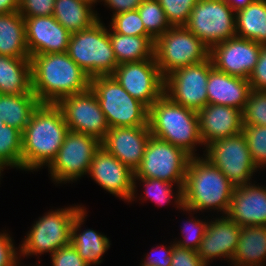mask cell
Here are the masks:
<instances>
[{"label": "cell", "mask_w": 266, "mask_h": 266, "mask_svg": "<svg viewBox=\"0 0 266 266\" xmlns=\"http://www.w3.org/2000/svg\"><path fill=\"white\" fill-rule=\"evenodd\" d=\"M32 91L40 103L57 104L62 98L90 88V77L65 53L30 57Z\"/></svg>", "instance_id": "6da1fadb"}, {"label": "cell", "mask_w": 266, "mask_h": 266, "mask_svg": "<svg viewBox=\"0 0 266 266\" xmlns=\"http://www.w3.org/2000/svg\"><path fill=\"white\" fill-rule=\"evenodd\" d=\"M68 131L61 108L57 104L40 103L22 132L21 169L49 165Z\"/></svg>", "instance_id": "7a4b0ae2"}, {"label": "cell", "mask_w": 266, "mask_h": 266, "mask_svg": "<svg viewBox=\"0 0 266 266\" xmlns=\"http://www.w3.org/2000/svg\"><path fill=\"white\" fill-rule=\"evenodd\" d=\"M233 185L208 159L191 157L182 189L183 210L221 209L227 213Z\"/></svg>", "instance_id": "3957f363"}, {"label": "cell", "mask_w": 266, "mask_h": 266, "mask_svg": "<svg viewBox=\"0 0 266 266\" xmlns=\"http://www.w3.org/2000/svg\"><path fill=\"white\" fill-rule=\"evenodd\" d=\"M151 135L182 148L194 157L195 144H203L198 112L181 106L163 94L148 109Z\"/></svg>", "instance_id": "277c9868"}, {"label": "cell", "mask_w": 266, "mask_h": 266, "mask_svg": "<svg viewBox=\"0 0 266 266\" xmlns=\"http://www.w3.org/2000/svg\"><path fill=\"white\" fill-rule=\"evenodd\" d=\"M67 53L90 78L112 75L118 66L109 32L100 19L70 35Z\"/></svg>", "instance_id": "5b68a950"}, {"label": "cell", "mask_w": 266, "mask_h": 266, "mask_svg": "<svg viewBox=\"0 0 266 266\" xmlns=\"http://www.w3.org/2000/svg\"><path fill=\"white\" fill-rule=\"evenodd\" d=\"M108 127L148 126V108L133 98L112 75L90 79Z\"/></svg>", "instance_id": "8992f818"}, {"label": "cell", "mask_w": 266, "mask_h": 266, "mask_svg": "<svg viewBox=\"0 0 266 266\" xmlns=\"http://www.w3.org/2000/svg\"><path fill=\"white\" fill-rule=\"evenodd\" d=\"M191 155L171 143L151 136L134 177L156 178L179 186L177 205L182 208V189Z\"/></svg>", "instance_id": "52a82bcc"}, {"label": "cell", "mask_w": 266, "mask_h": 266, "mask_svg": "<svg viewBox=\"0 0 266 266\" xmlns=\"http://www.w3.org/2000/svg\"><path fill=\"white\" fill-rule=\"evenodd\" d=\"M210 48L185 26H171L155 40L154 57L163 77L209 59Z\"/></svg>", "instance_id": "ba28073f"}, {"label": "cell", "mask_w": 266, "mask_h": 266, "mask_svg": "<svg viewBox=\"0 0 266 266\" xmlns=\"http://www.w3.org/2000/svg\"><path fill=\"white\" fill-rule=\"evenodd\" d=\"M224 0H198L185 27L208 48L236 36V14Z\"/></svg>", "instance_id": "9c48e42d"}, {"label": "cell", "mask_w": 266, "mask_h": 266, "mask_svg": "<svg viewBox=\"0 0 266 266\" xmlns=\"http://www.w3.org/2000/svg\"><path fill=\"white\" fill-rule=\"evenodd\" d=\"M82 207H70L48 212L36 221L21 245L23 255H51L59 248L71 244V226L75 215Z\"/></svg>", "instance_id": "30bf717a"}, {"label": "cell", "mask_w": 266, "mask_h": 266, "mask_svg": "<svg viewBox=\"0 0 266 266\" xmlns=\"http://www.w3.org/2000/svg\"><path fill=\"white\" fill-rule=\"evenodd\" d=\"M212 68L209 58L173 71L164 77V94L173 102L198 112L208 104L207 80Z\"/></svg>", "instance_id": "8fae6325"}, {"label": "cell", "mask_w": 266, "mask_h": 266, "mask_svg": "<svg viewBox=\"0 0 266 266\" xmlns=\"http://www.w3.org/2000/svg\"><path fill=\"white\" fill-rule=\"evenodd\" d=\"M206 147V159L218 167L233 185L248 184L257 167L243 132L214 140Z\"/></svg>", "instance_id": "7c38bea8"}, {"label": "cell", "mask_w": 266, "mask_h": 266, "mask_svg": "<svg viewBox=\"0 0 266 266\" xmlns=\"http://www.w3.org/2000/svg\"><path fill=\"white\" fill-rule=\"evenodd\" d=\"M101 142L90 135L68 131L56 157L48 165L51 177L59 181H72L88 173L95 152Z\"/></svg>", "instance_id": "4fadbf2b"}, {"label": "cell", "mask_w": 266, "mask_h": 266, "mask_svg": "<svg viewBox=\"0 0 266 266\" xmlns=\"http://www.w3.org/2000/svg\"><path fill=\"white\" fill-rule=\"evenodd\" d=\"M112 76L148 109L164 94V77L155 58L119 64Z\"/></svg>", "instance_id": "5bb4252c"}, {"label": "cell", "mask_w": 266, "mask_h": 266, "mask_svg": "<svg viewBox=\"0 0 266 266\" xmlns=\"http://www.w3.org/2000/svg\"><path fill=\"white\" fill-rule=\"evenodd\" d=\"M57 105L70 131L90 135L100 142L104 139L109 130L108 123L97 96L90 88L62 98Z\"/></svg>", "instance_id": "9a60e30c"}, {"label": "cell", "mask_w": 266, "mask_h": 266, "mask_svg": "<svg viewBox=\"0 0 266 266\" xmlns=\"http://www.w3.org/2000/svg\"><path fill=\"white\" fill-rule=\"evenodd\" d=\"M260 50L261 44L235 36L212 46L209 58L215 69L248 79L257 64Z\"/></svg>", "instance_id": "2e32d148"}, {"label": "cell", "mask_w": 266, "mask_h": 266, "mask_svg": "<svg viewBox=\"0 0 266 266\" xmlns=\"http://www.w3.org/2000/svg\"><path fill=\"white\" fill-rule=\"evenodd\" d=\"M88 173L111 194L129 201L134 198V172L102 146L95 152Z\"/></svg>", "instance_id": "e0dca14e"}, {"label": "cell", "mask_w": 266, "mask_h": 266, "mask_svg": "<svg viewBox=\"0 0 266 266\" xmlns=\"http://www.w3.org/2000/svg\"><path fill=\"white\" fill-rule=\"evenodd\" d=\"M149 126L109 128L101 146L135 172L151 137Z\"/></svg>", "instance_id": "ac0fdd59"}, {"label": "cell", "mask_w": 266, "mask_h": 266, "mask_svg": "<svg viewBox=\"0 0 266 266\" xmlns=\"http://www.w3.org/2000/svg\"><path fill=\"white\" fill-rule=\"evenodd\" d=\"M28 53L31 56L65 53L71 33L52 16L25 17Z\"/></svg>", "instance_id": "d6986e66"}, {"label": "cell", "mask_w": 266, "mask_h": 266, "mask_svg": "<svg viewBox=\"0 0 266 266\" xmlns=\"http://www.w3.org/2000/svg\"><path fill=\"white\" fill-rule=\"evenodd\" d=\"M243 184L235 186L227 217L242 226H266V188Z\"/></svg>", "instance_id": "ffe728a7"}, {"label": "cell", "mask_w": 266, "mask_h": 266, "mask_svg": "<svg viewBox=\"0 0 266 266\" xmlns=\"http://www.w3.org/2000/svg\"><path fill=\"white\" fill-rule=\"evenodd\" d=\"M198 117L205 146L243 131L242 110L231 106L207 104L198 111Z\"/></svg>", "instance_id": "44dd1931"}, {"label": "cell", "mask_w": 266, "mask_h": 266, "mask_svg": "<svg viewBox=\"0 0 266 266\" xmlns=\"http://www.w3.org/2000/svg\"><path fill=\"white\" fill-rule=\"evenodd\" d=\"M241 233V227L228 217L208 224L205 235L197 249L200 259L208 265L210 259L226 257L233 259Z\"/></svg>", "instance_id": "7402d4cb"}, {"label": "cell", "mask_w": 266, "mask_h": 266, "mask_svg": "<svg viewBox=\"0 0 266 266\" xmlns=\"http://www.w3.org/2000/svg\"><path fill=\"white\" fill-rule=\"evenodd\" d=\"M251 91L248 79L231 76L214 67L210 70L207 80L208 104L243 110Z\"/></svg>", "instance_id": "603a6c76"}, {"label": "cell", "mask_w": 266, "mask_h": 266, "mask_svg": "<svg viewBox=\"0 0 266 266\" xmlns=\"http://www.w3.org/2000/svg\"><path fill=\"white\" fill-rule=\"evenodd\" d=\"M33 93L30 58L0 55V94Z\"/></svg>", "instance_id": "cb8c5ba5"}, {"label": "cell", "mask_w": 266, "mask_h": 266, "mask_svg": "<svg viewBox=\"0 0 266 266\" xmlns=\"http://www.w3.org/2000/svg\"><path fill=\"white\" fill-rule=\"evenodd\" d=\"M0 55L30 58L26 44L25 20L19 11L0 14Z\"/></svg>", "instance_id": "d4e9b609"}, {"label": "cell", "mask_w": 266, "mask_h": 266, "mask_svg": "<svg viewBox=\"0 0 266 266\" xmlns=\"http://www.w3.org/2000/svg\"><path fill=\"white\" fill-rule=\"evenodd\" d=\"M85 213L83 208L74 217L71 226V244L81 258L90 266L101 262L100 258L110 247V243L106 236L91 229L84 230L82 233L77 234L78 228H80L85 218Z\"/></svg>", "instance_id": "484cf974"}, {"label": "cell", "mask_w": 266, "mask_h": 266, "mask_svg": "<svg viewBox=\"0 0 266 266\" xmlns=\"http://www.w3.org/2000/svg\"><path fill=\"white\" fill-rule=\"evenodd\" d=\"M266 259V226H242L232 262L235 266H260Z\"/></svg>", "instance_id": "4316f807"}, {"label": "cell", "mask_w": 266, "mask_h": 266, "mask_svg": "<svg viewBox=\"0 0 266 266\" xmlns=\"http://www.w3.org/2000/svg\"><path fill=\"white\" fill-rule=\"evenodd\" d=\"M109 38L118 65L155 58L152 36H128L113 31L109 32Z\"/></svg>", "instance_id": "83f0119b"}, {"label": "cell", "mask_w": 266, "mask_h": 266, "mask_svg": "<svg viewBox=\"0 0 266 266\" xmlns=\"http://www.w3.org/2000/svg\"><path fill=\"white\" fill-rule=\"evenodd\" d=\"M40 101L34 93L0 94V118L4 124L23 132Z\"/></svg>", "instance_id": "f1b7e54d"}, {"label": "cell", "mask_w": 266, "mask_h": 266, "mask_svg": "<svg viewBox=\"0 0 266 266\" xmlns=\"http://www.w3.org/2000/svg\"><path fill=\"white\" fill-rule=\"evenodd\" d=\"M91 7L80 0H55L53 16L73 34L89 28L99 20Z\"/></svg>", "instance_id": "f546056e"}, {"label": "cell", "mask_w": 266, "mask_h": 266, "mask_svg": "<svg viewBox=\"0 0 266 266\" xmlns=\"http://www.w3.org/2000/svg\"><path fill=\"white\" fill-rule=\"evenodd\" d=\"M236 14V36L266 45V0H255Z\"/></svg>", "instance_id": "4dcf8cb0"}, {"label": "cell", "mask_w": 266, "mask_h": 266, "mask_svg": "<svg viewBox=\"0 0 266 266\" xmlns=\"http://www.w3.org/2000/svg\"><path fill=\"white\" fill-rule=\"evenodd\" d=\"M21 155L22 132L13 126L3 124L0 129V174L5 166L21 169Z\"/></svg>", "instance_id": "1f68e13d"}, {"label": "cell", "mask_w": 266, "mask_h": 266, "mask_svg": "<svg viewBox=\"0 0 266 266\" xmlns=\"http://www.w3.org/2000/svg\"><path fill=\"white\" fill-rule=\"evenodd\" d=\"M137 10L146 31L155 40L171 27L163 8L157 0H143Z\"/></svg>", "instance_id": "d6a6232c"}, {"label": "cell", "mask_w": 266, "mask_h": 266, "mask_svg": "<svg viewBox=\"0 0 266 266\" xmlns=\"http://www.w3.org/2000/svg\"><path fill=\"white\" fill-rule=\"evenodd\" d=\"M250 156L258 168L266 165V126L243 125Z\"/></svg>", "instance_id": "836d02e7"}, {"label": "cell", "mask_w": 266, "mask_h": 266, "mask_svg": "<svg viewBox=\"0 0 266 266\" xmlns=\"http://www.w3.org/2000/svg\"><path fill=\"white\" fill-rule=\"evenodd\" d=\"M243 125L266 126V91L252 90L242 110Z\"/></svg>", "instance_id": "e575fe53"}, {"label": "cell", "mask_w": 266, "mask_h": 266, "mask_svg": "<svg viewBox=\"0 0 266 266\" xmlns=\"http://www.w3.org/2000/svg\"><path fill=\"white\" fill-rule=\"evenodd\" d=\"M111 28L119 34L128 36H151L145 29L138 10L114 14Z\"/></svg>", "instance_id": "d590c367"}, {"label": "cell", "mask_w": 266, "mask_h": 266, "mask_svg": "<svg viewBox=\"0 0 266 266\" xmlns=\"http://www.w3.org/2000/svg\"><path fill=\"white\" fill-rule=\"evenodd\" d=\"M171 26H185L198 0H157Z\"/></svg>", "instance_id": "8d00e7d4"}, {"label": "cell", "mask_w": 266, "mask_h": 266, "mask_svg": "<svg viewBox=\"0 0 266 266\" xmlns=\"http://www.w3.org/2000/svg\"><path fill=\"white\" fill-rule=\"evenodd\" d=\"M139 179L142 182H144L147 191L145 197H150L151 200H154L155 203H158V205H162V203H168L172 197V186L173 184L168 181L159 180L156 178H142V177H134L133 181H136L135 179Z\"/></svg>", "instance_id": "74e56055"}, {"label": "cell", "mask_w": 266, "mask_h": 266, "mask_svg": "<svg viewBox=\"0 0 266 266\" xmlns=\"http://www.w3.org/2000/svg\"><path fill=\"white\" fill-rule=\"evenodd\" d=\"M189 225H190L189 228H187L186 224L185 227H183V230L187 232V234L189 235L185 233L186 234L184 235L185 240L182 241L180 240L179 242L176 243V245H178L181 248L197 251L199 244L206 233L208 223L203 221L201 222L200 220L195 219L194 222L190 220Z\"/></svg>", "instance_id": "f35d334b"}, {"label": "cell", "mask_w": 266, "mask_h": 266, "mask_svg": "<svg viewBox=\"0 0 266 266\" xmlns=\"http://www.w3.org/2000/svg\"><path fill=\"white\" fill-rule=\"evenodd\" d=\"M55 0H20L19 13L25 17L52 16Z\"/></svg>", "instance_id": "ab89813d"}, {"label": "cell", "mask_w": 266, "mask_h": 266, "mask_svg": "<svg viewBox=\"0 0 266 266\" xmlns=\"http://www.w3.org/2000/svg\"><path fill=\"white\" fill-rule=\"evenodd\" d=\"M51 257L53 266H89V264L81 258L72 244L59 248Z\"/></svg>", "instance_id": "60d3db41"}, {"label": "cell", "mask_w": 266, "mask_h": 266, "mask_svg": "<svg viewBox=\"0 0 266 266\" xmlns=\"http://www.w3.org/2000/svg\"><path fill=\"white\" fill-rule=\"evenodd\" d=\"M248 81L252 90L266 91V45H261L257 64L251 72Z\"/></svg>", "instance_id": "b9f144b4"}, {"label": "cell", "mask_w": 266, "mask_h": 266, "mask_svg": "<svg viewBox=\"0 0 266 266\" xmlns=\"http://www.w3.org/2000/svg\"><path fill=\"white\" fill-rule=\"evenodd\" d=\"M171 258L170 266H206L197 251L181 248L176 244L172 249Z\"/></svg>", "instance_id": "7bdbcfd3"}, {"label": "cell", "mask_w": 266, "mask_h": 266, "mask_svg": "<svg viewBox=\"0 0 266 266\" xmlns=\"http://www.w3.org/2000/svg\"><path fill=\"white\" fill-rule=\"evenodd\" d=\"M16 250L8 234H0V266H17Z\"/></svg>", "instance_id": "ee69618b"}, {"label": "cell", "mask_w": 266, "mask_h": 266, "mask_svg": "<svg viewBox=\"0 0 266 266\" xmlns=\"http://www.w3.org/2000/svg\"><path fill=\"white\" fill-rule=\"evenodd\" d=\"M174 245L175 244L171 245V247H169V249L167 250L165 247L164 248L162 247V249L160 250L161 253L157 254L158 256L157 255L152 257L148 256L141 266H170L172 261L171 253Z\"/></svg>", "instance_id": "f6af8a7d"}, {"label": "cell", "mask_w": 266, "mask_h": 266, "mask_svg": "<svg viewBox=\"0 0 266 266\" xmlns=\"http://www.w3.org/2000/svg\"><path fill=\"white\" fill-rule=\"evenodd\" d=\"M104 2L107 3L106 5H109V7L115 10L114 14H119L136 10L143 0H104Z\"/></svg>", "instance_id": "bcb514c9"}, {"label": "cell", "mask_w": 266, "mask_h": 266, "mask_svg": "<svg viewBox=\"0 0 266 266\" xmlns=\"http://www.w3.org/2000/svg\"><path fill=\"white\" fill-rule=\"evenodd\" d=\"M20 0H0V14L19 11Z\"/></svg>", "instance_id": "7dc6e473"}, {"label": "cell", "mask_w": 266, "mask_h": 266, "mask_svg": "<svg viewBox=\"0 0 266 266\" xmlns=\"http://www.w3.org/2000/svg\"><path fill=\"white\" fill-rule=\"evenodd\" d=\"M234 11V13L245 9L249 4L255 0H224Z\"/></svg>", "instance_id": "c3c4849f"}, {"label": "cell", "mask_w": 266, "mask_h": 266, "mask_svg": "<svg viewBox=\"0 0 266 266\" xmlns=\"http://www.w3.org/2000/svg\"><path fill=\"white\" fill-rule=\"evenodd\" d=\"M80 1H83L92 6V4L95 3L97 0H80Z\"/></svg>", "instance_id": "681fc988"}, {"label": "cell", "mask_w": 266, "mask_h": 266, "mask_svg": "<svg viewBox=\"0 0 266 266\" xmlns=\"http://www.w3.org/2000/svg\"><path fill=\"white\" fill-rule=\"evenodd\" d=\"M4 124V121L0 118V129H1V126Z\"/></svg>", "instance_id": "f907efd6"}]
</instances>
